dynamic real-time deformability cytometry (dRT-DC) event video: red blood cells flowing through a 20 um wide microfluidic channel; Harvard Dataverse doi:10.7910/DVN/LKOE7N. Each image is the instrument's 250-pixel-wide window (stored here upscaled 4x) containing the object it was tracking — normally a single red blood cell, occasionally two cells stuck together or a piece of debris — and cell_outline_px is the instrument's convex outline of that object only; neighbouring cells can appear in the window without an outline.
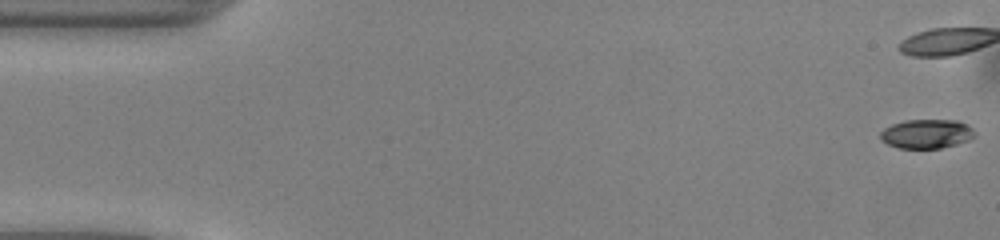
{"species": "common noctule bat (a hibernating species)", "species_latin": "Nyctalus noctula", "temperature_condition": "warm", "stored_images_in_passage": 51, "camera_frame_rate_fps": 3000, "um_per_image_px": 0.085, "animal": {"sex": "male", "body_mass_g": 13.0, "forearm_length_mm": 53.1}, "frame": {"image": 1, "passage_image": 1, "time_ms": 0.0, "image_size_px": [1000, 240], "cell_outline_px": [[976, 136], [968, 140], [956, 144], [940, 148], [900, 148], [888, 144], [880, 140], [880, 132], [884, 128], [892, 124], [904, 120], [956, 120], [968, 124], [976, 132]], "centroid_in_image_um": [78.77, 11.37], "position_along_channel_um": 6.2, "area_um2": 16.13}}
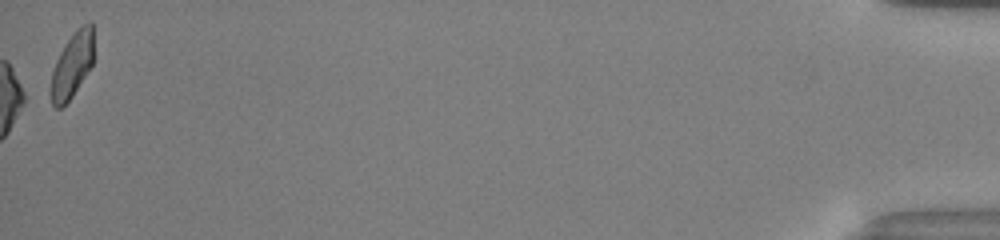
{"frame": {"image": 2, "passage_image": 51, "time_ms": 16.667, "image_size_px": [1000, 240], "cell_outline_px": [[92, 64], [72, 96], [60, 108], [56, 108], [52, 104], [52, 72], [56, 60], [64, 44], [76, 28], [88, 20], [92, 20]], "centroid_in_image_um": [6.14, 5.46], "position_along_channel_um": 429.1, "area_um2": 15.9}, "authors_computed_cell_mechanics": {"area_um2": 17.2244, "velocity_mm_per_s": 4.1202, "shape_relaxation_time_tau1_ms": 2.9452, "shape_relaxation_time_tau2_ms": 10.6699, "deformation_change_tau1": 0.0983, "deformation_change_tau2": 0.1868}}